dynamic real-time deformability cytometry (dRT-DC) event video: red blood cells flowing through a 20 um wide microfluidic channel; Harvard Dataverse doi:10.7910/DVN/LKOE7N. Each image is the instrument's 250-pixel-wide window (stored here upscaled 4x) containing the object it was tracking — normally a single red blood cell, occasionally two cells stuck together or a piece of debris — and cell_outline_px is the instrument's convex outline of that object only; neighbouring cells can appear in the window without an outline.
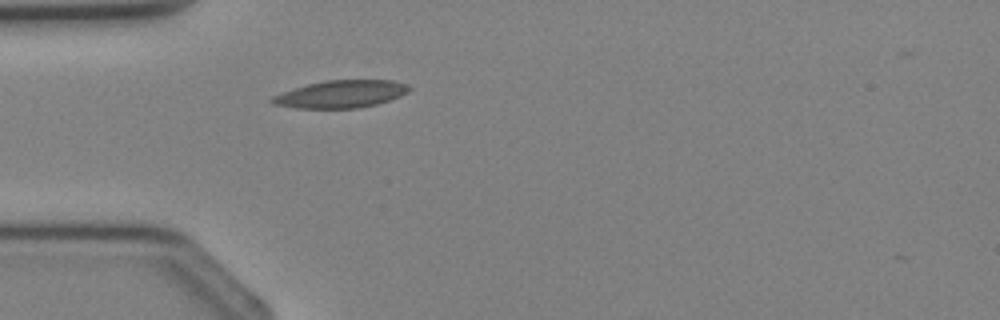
{"species": "Egyptian fruit bat (a non-hibernating species)", "species_latin": "Rousettus aegyptiacus", "temperature_condition": "cold", "stored_images_in_passage": 2, "camera_frame_rate_fps": 3000, "um_per_image_px": 0.085, "animal": {"sex": "female"}, "frame": {"image": 1, "passage_image": 2, "time_ms": 1.0, "image_size_px": [1000, 320], "cell_outline_px": [[412, 88], [408, 92], [400, 96], [376, 104], [360, 108], [296, 108], [272, 104], [268, 100], [272, 96], [308, 84], [324, 80], [392, 80], [408, 84]], "centroid_in_image_um": [28.99, 8.0], "position_along_channel_um": 56.0, "area_um2": 21.91}}